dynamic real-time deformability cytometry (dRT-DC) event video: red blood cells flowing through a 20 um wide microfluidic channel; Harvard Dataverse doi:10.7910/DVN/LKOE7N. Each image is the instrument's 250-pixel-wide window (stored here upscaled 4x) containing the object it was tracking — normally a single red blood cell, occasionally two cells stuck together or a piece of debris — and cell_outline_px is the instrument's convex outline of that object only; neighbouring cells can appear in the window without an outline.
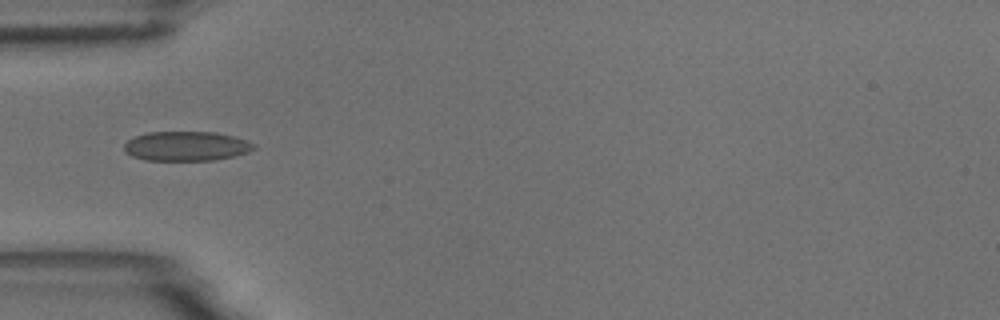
{"species": "common noctule bat (a hibernating species)", "species_latin": "Nyctalus noctula", "temperature_condition": "room temperature", "stored_images_in_passage": 5, "camera_frame_rate_fps": 3000, "um_per_image_px": 0.085, "animal": {"sex": "male", "body_mass_g": 18.8}, "frame": {"image": 1, "passage_image": 5, "time_ms": 4.667, "image_size_px": [1000, 320], "cell_outline_px": [[256, 148], [248, 152], [232, 156], [212, 160], [144, 160], [132, 156], [124, 148], [124, 144], [128, 140], [136, 136], [148, 132], [216, 132], [248, 140], [256, 144]], "centroid_in_image_um": [15.86, 12.41], "position_along_channel_um": 69.1, "area_um2": 22.2}}